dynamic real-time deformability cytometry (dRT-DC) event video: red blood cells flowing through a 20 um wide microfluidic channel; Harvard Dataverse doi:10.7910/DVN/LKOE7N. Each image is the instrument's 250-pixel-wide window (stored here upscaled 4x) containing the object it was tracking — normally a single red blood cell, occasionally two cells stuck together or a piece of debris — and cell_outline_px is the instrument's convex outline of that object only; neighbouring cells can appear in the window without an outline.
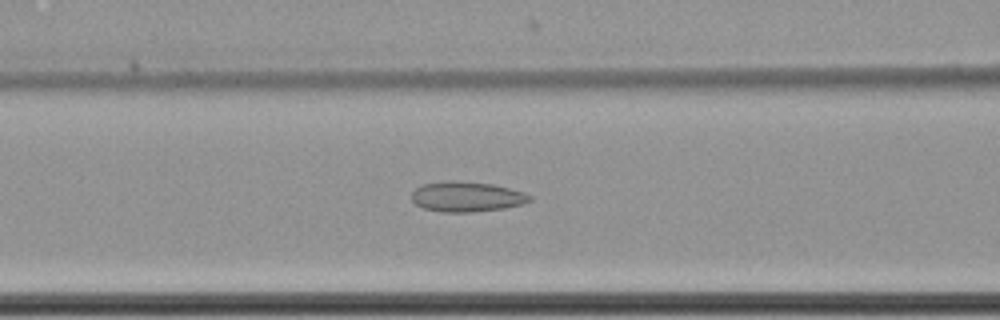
{"species": "common noctule bat (a hibernating species)", "species_latin": "Nyctalus noctula", "temperature_condition": "cold", "stored_images_in_passage": 59, "camera_frame_rate_fps": 3000, "um_per_image_px": 0.085, "animal": {"sex": "female", "body_mass_g": 22.7, "forearm_length_mm": 54.2}, "frame": {"image": 1, "passage_image": 25, "time_ms": 8.0, "image_size_px": [1000, 320], "cell_outline_px": [[532, 200], [520, 204], [504, 208], [472, 212], [440, 212], [424, 208], [416, 204], [412, 200], [412, 192], [420, 184], [448, 180], [456, 180], [492, 184], [524, 192], [532, 196]], "centroid_in_image_um": [39.64, 16.71], "position_along_channel_um": 127.0, "area_um2": 20.81}}
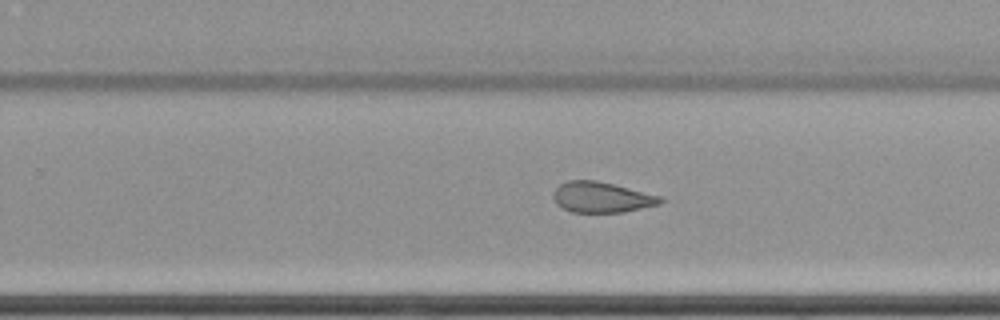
{"frame": {"image": 2, "passage_image": 38, "time_ms": 12.333, "image_size_px": [1000, 320], "cell_outline_px": [[664, 200], [660, 204], [624, 212], [572, 212], [556, 204], [552, 196], [552, 192], [560, 184], [568, 180], [596, 180], [664, 196]], "centroid_in_image_um": [51.16, 16.76], "position_along_channel_um": 278.6, "area_um2": 19.25}}
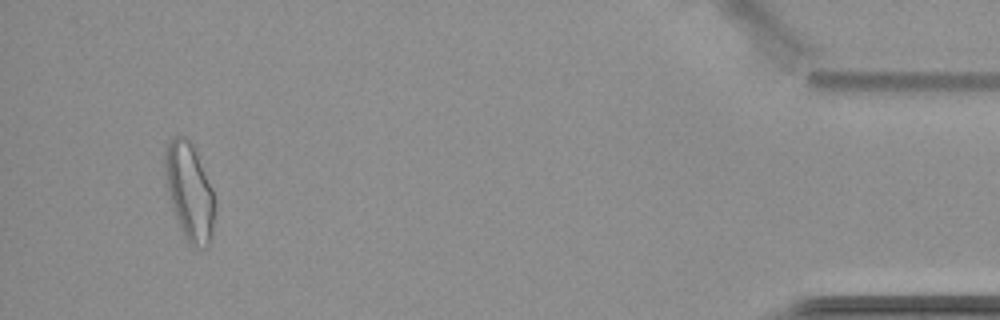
{"frame": {"image": 3, "passage_image": 56, "time_ms": 18.333, "image_size_px": [1000, 320], "cell_outline_px": [[216, 204], [212, 236], [208, 248], [196, 248], [184, 236], [180, 228], [172, 208], [164, 176], [164, 152], [168, 140], [172, 136], [188, 136], [196, 144], [212, 188], [216, 200]], "centroid_in_image_um": [16.12, 16.2], "position_along_channel_um": 419.1, "area_um2": 29.42}, "authors_computed_cell_mechanics": {"area_um2": 23.9292, "velocity_mm_per_s": 3.5139, "shape_relaxation_time_tau1_ms": null, "shape_relaxation_time_tau2_ms": 3.0213, "deformation_change_tau1": null, "deformation_change_tau2": 0.1013}}